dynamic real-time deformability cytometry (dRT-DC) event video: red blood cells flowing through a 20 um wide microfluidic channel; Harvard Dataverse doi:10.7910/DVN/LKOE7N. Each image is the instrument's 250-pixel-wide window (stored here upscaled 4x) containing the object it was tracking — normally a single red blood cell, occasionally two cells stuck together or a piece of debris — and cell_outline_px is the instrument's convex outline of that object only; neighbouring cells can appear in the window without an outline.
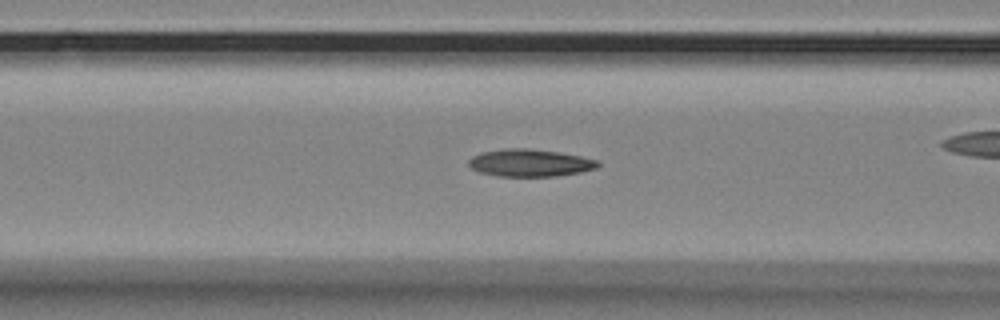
{"species": "Egyptian fruit bat (a non-hibernating species)", "species_latin": "Rousettus aegyptiacus", "temperature_condition": "room temperature", "stored_images_in_passage": 52, "camera_frame_rate_fps": 3000, "um_per_image_px": 0.085, "animal": {"sex": "female"}, "frame": {"image": 1, "passage_image": 22, "time_ms": 7.0, "image_size_px": [1000, 320], "cell_outline_px": [[600, 164], [596, 168], [580, 172], [556, 176], [496, 176], [480, 172], [472, 168], [468, 164], [468, 160], [472, 156], [480, 152], [504, 148], [528, 148], [556, 152], [580, 156], [596, 160]], "centroid_in_image_um": [44.99, 13.84], "position_along_channel_um": 121.6, "area_um2": 20.52}}
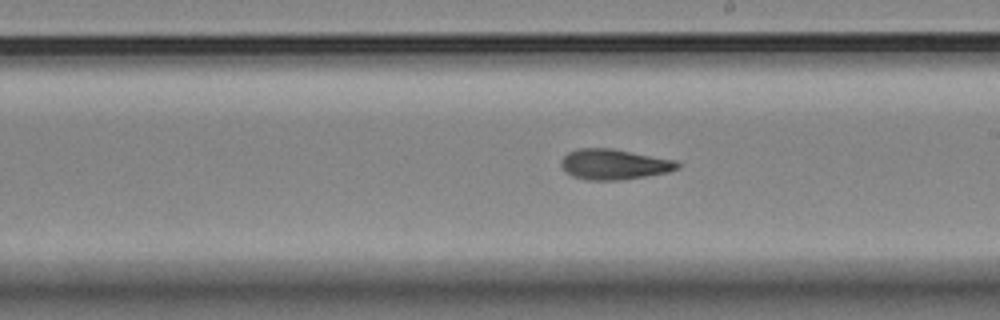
{"frame": {"image": 2, "passage_image": 32, "time_ms": 10.333, "image_size_px": [1000, 320], "cell_outline_px": [[680, 168], [668, 172], [620, 180], [588, 180], [572, 176], [560, 164], [560, 160], [568, 152], [580, 148], [612, 148], [676, 160], [680, 164]], "centroid_in_image_um": [52.21, 13.96], "position_along_channel_um": 236.8, "area_um2": 20.58}}
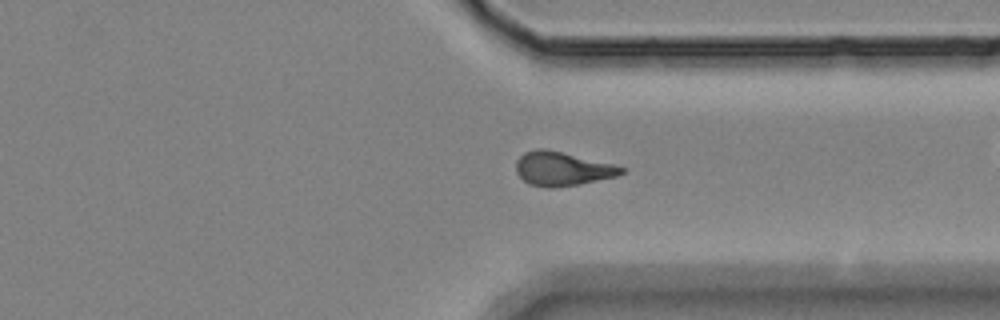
{"frame": {"image": 3, "passage_image": 43, "time_ms": 14.0, "image_size_px": [1000, 320], "cell_outline_px": [[624, 172], [616, 176], [576, 184], [552, 188], [548, 188], [528, 184], [516, 172], [516, 160], [524, 152], [536, 148], [544, 148], [612, 164], [624, 168]], "centroid_in_image_um": [47.72, 14.34], "position_along_channel_um": 363.7, "area_um2": 20.46}}